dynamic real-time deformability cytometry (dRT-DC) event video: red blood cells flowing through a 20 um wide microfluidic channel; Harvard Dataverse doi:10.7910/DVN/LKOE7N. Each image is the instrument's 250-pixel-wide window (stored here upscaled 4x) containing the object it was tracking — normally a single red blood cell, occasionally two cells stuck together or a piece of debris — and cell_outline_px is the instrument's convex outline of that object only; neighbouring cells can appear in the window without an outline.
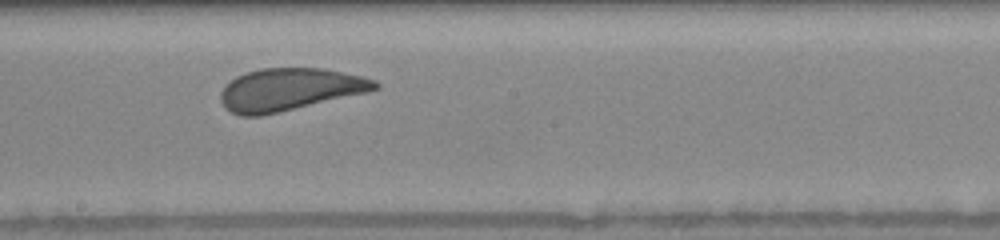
{"species": "human", "species_latin": "Homo sapiens", "temperature_condition": "warm", "stored_images_in_passage": 37, "camera_frame_rate_fps": 3000, "um_per_image_px": 0.085, "donor": {"sex": "female"}, "frame": {"image": 1, "passage_image": 15, "time_ms": 4.667, "image_size_px": [1000, 240], "cell_outline_px": [[380, 88], [368, 92], [280, 112], [260, 116], [240, 116], [224, 108], [220, 100], [220, 92], [236, 76], [260, 68], [324, 68], [360, 76], [376, 80], [380, 84]], "centroid_in_image_um": [24.62, 7.61], "position_along_channel_um": 223.6, "area_um2": 38.09}}
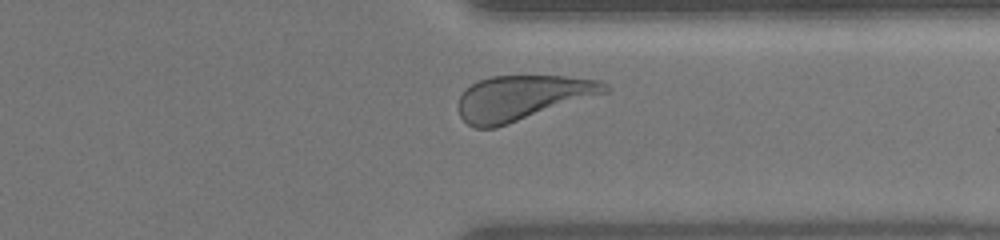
{"frame": {"image": 2, "passage_image": 30, "time_ms": 8.333, "image_size_px": [1000, 240], "cell_outline_px": [[608, 92], [496, 128], [476, 128], [468, 124], [460, 116], [456, 108], [460, 96], [464, 88], [480, 80], [492, 76], [564, 76], [600, 80], [608, 84]], "centroid_in_image_um": [44.35, 8.31], "position_along_channel_um": 367.0, "area_um2": 38.32}, "authors_computed_cell_mechanics": {"area_um2": 38.6104, "velocity_mm_per_s": 3.9088, "shape_relaxation_time_tau1_ms": 3.0053, "shape_relaxation_time_tau2_ms": 0.7259, "deformation_change_tau1": 0.1321, "deformation_change_tau2": 0.0981}}